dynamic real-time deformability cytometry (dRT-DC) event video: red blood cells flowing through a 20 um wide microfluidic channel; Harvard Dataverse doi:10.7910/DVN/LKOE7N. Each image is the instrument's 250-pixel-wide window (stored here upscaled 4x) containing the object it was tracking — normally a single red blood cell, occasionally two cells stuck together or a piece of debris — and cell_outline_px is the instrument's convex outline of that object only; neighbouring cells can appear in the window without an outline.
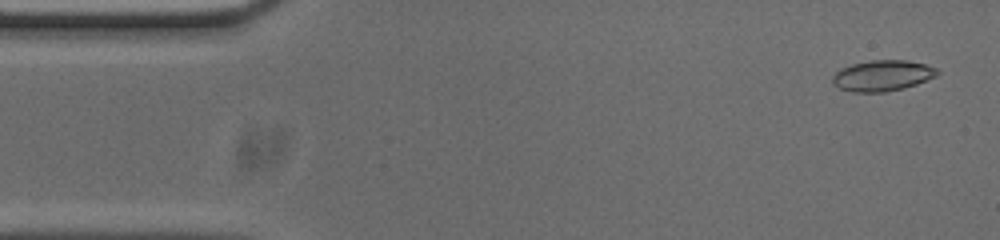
{"species": "common noctule bat (a hibernating species)", "species_latin": "Nyctalus noctula", "temperature_condition": "cold", "stored_images_in_passage": 52, "camera_frame_rate_fps": 3000, "um_per_image_px": 0.085, "animal": {"sex": "male", "body_mass_g": 20.0, "forearm_length_mm": 53.3}, "frame": {"image": 1, "passage_image": 2, "time_ms": 0.333, "image_size_px": [1000, 240], "cell_outline_px": [[940, 72], [936, 76], [916, 84], [904, 88], [884, 92], [852, 92], [840, 88], [832, 84], [832, 76], [836, 72], [852, 64], [872, 60], [908, 60], [924, 64], [936, 68]], "centroid_in_image_um": [75.01, 6.43], "position_along_channel_um": 10.0, "area_um2": 18.73}}
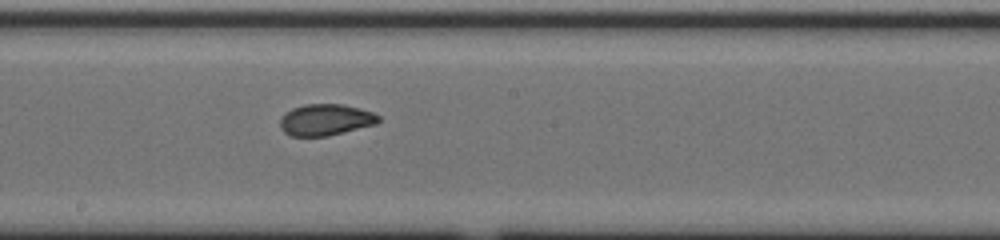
{"frame": {"image": 2, "passage_image": 27, "time_ms": 8.667, "image_size_px": [1000, 240], "cell_outline_px": [[380, 120], [376, 124], [328, 136], [292, 136], [284, 132], [280, 128], [280, 120], [292, 108], [304, 104], [344, 104], [360, 108], [372, 112], [380, 116]], "centroid_in_image_um": [27.7, 10.18], "position_along_channel_um": 220.5, "area_um2": 17.98}}
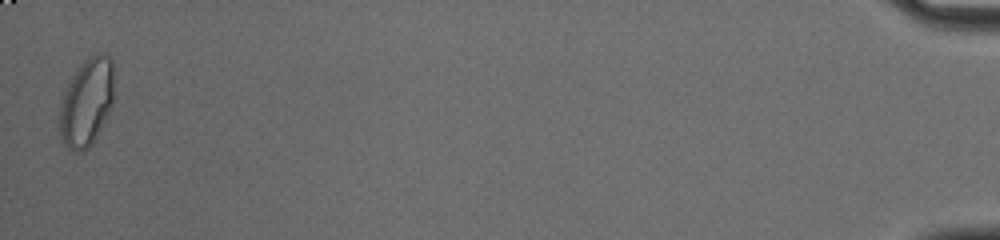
{"frame": {"image": 3, "passage_image": 52, "time_ms": 17.0, "image_size_px": [1000, 240], "cell_outline_px": [[112, 104], [92, 144], [84, 152], [72, 152], [60, 140], [56, 124], [60, 100], [72, 76], [88, 56], [104, 52], [112, 60]], "centroid_in_image_um": [7.28, 8.75], "position_along_channel_um": 427.9, "area_um2": 28.15}, "authors_computed_cell_mechanics": {"area_um2": 18.6983, "velocity_mm_per_s": 3.7667, "shape_relaxation_time_tau1_ms": null, "shape_relaxation_time_tau2_ms": 1.6164, "deformation_change_tau1": null, "deformation_change_tau2": 0.0603}}